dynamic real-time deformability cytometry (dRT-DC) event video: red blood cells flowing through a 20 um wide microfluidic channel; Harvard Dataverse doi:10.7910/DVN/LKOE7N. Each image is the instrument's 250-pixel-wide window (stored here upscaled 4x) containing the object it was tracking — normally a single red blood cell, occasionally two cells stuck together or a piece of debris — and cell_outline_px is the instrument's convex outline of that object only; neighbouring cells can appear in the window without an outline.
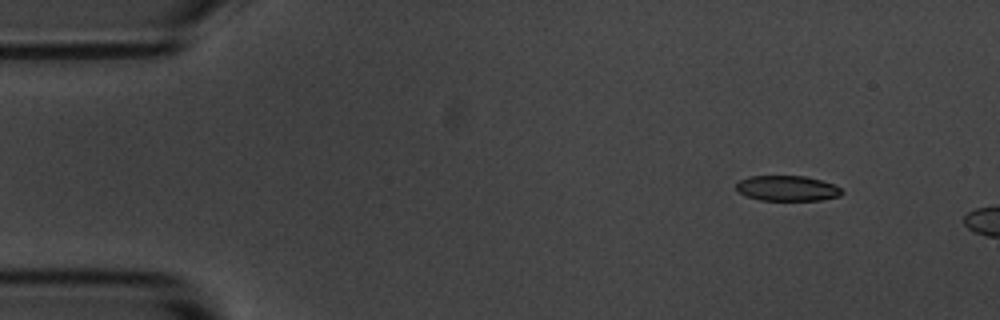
{"species": "common noctule bat (a hibernating species)", "species_latin": "Nyctalus noctula", "temperature_condition": "room temperature", "stored_images_in_passage": 7, "camera_frame_rate_fps": 3000, "um_per_image_px": 0.085, "animal": {"sex": "male", "body_mass_g": 20.1, "forearm_length_mm": 53.5}, "frame": {"image": 1, "passage_image": 1, "time_ms": 0.0, "image_size_px": [1000, 320], "cell_outline_px": [[844, 192], [840, 196], [820, 200], [760, 200], [744, 196], [736, 188], [736, 184], [740, 180], [748, 176], [804, 176], [820, 180], [832, 184], [840, 188]], "centroid_in_image_um": [66.89, 16.01], "position_along_channel_um": 18.1, "area_um2": 15.55}}